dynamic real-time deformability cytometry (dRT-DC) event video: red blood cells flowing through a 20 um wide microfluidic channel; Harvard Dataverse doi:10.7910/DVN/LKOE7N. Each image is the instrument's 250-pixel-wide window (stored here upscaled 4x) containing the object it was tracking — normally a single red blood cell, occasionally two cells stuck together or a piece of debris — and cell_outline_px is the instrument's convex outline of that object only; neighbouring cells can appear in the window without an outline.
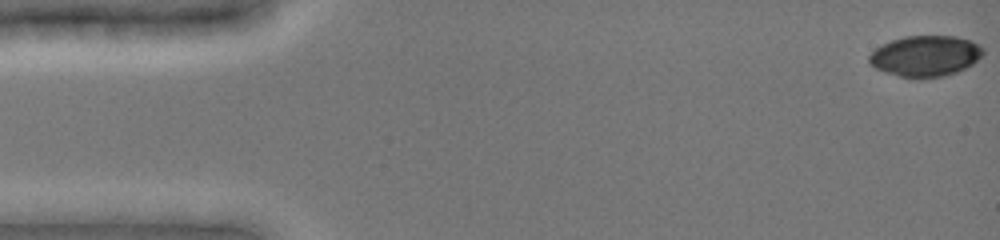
{"species": "common noctule bat (a hibernating species)", "species_latin": "Nyctalus noctula", "temperature_condition": "cold", "stored_images_in_passage": 14, "camera_frame_rate_fps": 3000, "um_per_image_px": 0.085, "animal": {"sex": "female", "body_mass_g": 19.0, "forearm_length_mm": 51.5}, "frame": {"image": 1, "passage_image": 1, "time_ms": 0.0, "image_size_px": [1000, 240], "cell_outline_px": [[984, 52], [972, 64], [956, 72], [944, 76], [900, 76], [884, 72], [868, 64], [868, 56], [880, 44], [904, 36], [956, 36], [972, 40], [980, 44], [984, 48]], "centroid_in_image_um": [78.65, 4.72], "position_along_channel_um": 6.4, "area_um2": 26.93}}
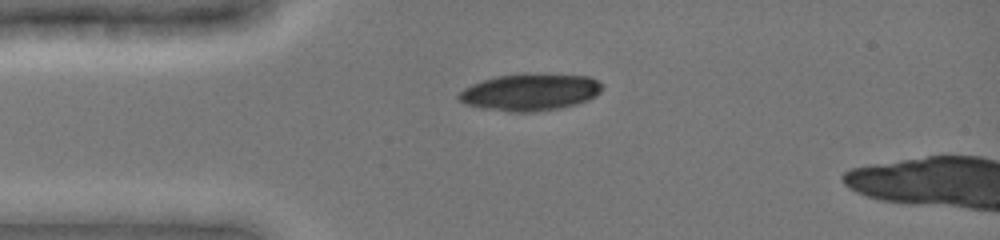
{"frame": {"image": 2, "passage_image": 12, "time_ms": 3.667, "image_size_px": [1000, 240], "cell_outline_px": [[604, 88], [596, 96], [588, 100], [576, 104], [560, 108], [532, 112], [508, 112], [480, 108], [464, 104], [456, 96], [464, 88], [472, 84], [496, 76], [524, 72], [588, 76], [604, 84]], "centroid_in_image_um": [45.07, 7.82], "position_along_channel_um": 39.9, "area_um2": 31.44}}